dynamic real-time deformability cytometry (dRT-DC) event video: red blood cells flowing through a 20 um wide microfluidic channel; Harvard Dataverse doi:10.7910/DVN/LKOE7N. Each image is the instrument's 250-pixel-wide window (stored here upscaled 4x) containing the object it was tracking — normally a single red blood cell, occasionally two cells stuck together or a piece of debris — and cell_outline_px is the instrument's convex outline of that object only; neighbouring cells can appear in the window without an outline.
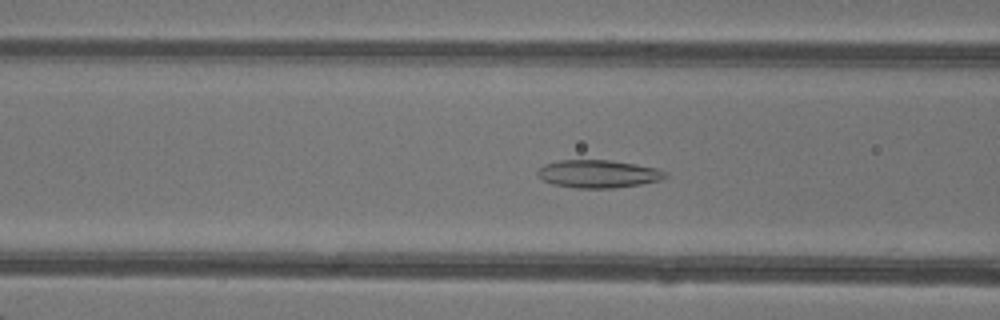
{"species": "common noctule bat (a hibernating species)", "species_latin": "Nyctalus noctula", "temperature_condition": "warm", "stored_images_in_passage": 47, "camera_frame_rate_fps": 3000, "um_per_image_px": 0.085, "animal": {"sex": "female"}, "frame": {"image": 1, "passage_image": 19, "time_ms": 6.0, "image_size_px": [1000, 320], "cell_outline_px": [[668, 176], [660, 180], [640, 184], [612, 188], [576, 188], [552, 184], [544, 180], [536, 172], [544, 164], [560, 160], [612, 160], [636, 164], [656, 168], [664, 172]], "centroid_in_image_um": [50.84, 14.77], "position_along_channel_um": 115.8, "area_um2": 20.58}}
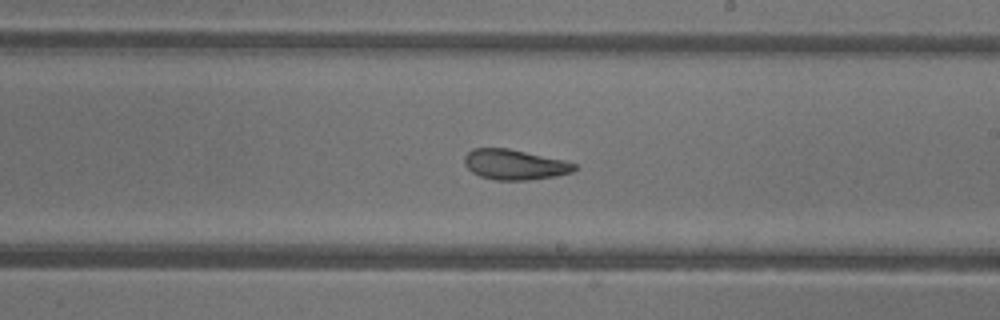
{"frame": {"image": 2, "passage_image": 28, "time_ms": 9.0, "image_size_px": [1000, 320], "cell_outline_px": [[576, 168], [572, 172], [556, 176], [528, 180], [496, 180], [480, 176], [472, 172], [464, 164], [464, 156], [472, 148], [508, 148], [564, 160], [576, 164]], "centroid_in_image_um": [43.73, 13.99], "position_along_channel_um": 245.3, "area_um2": 19.36}}
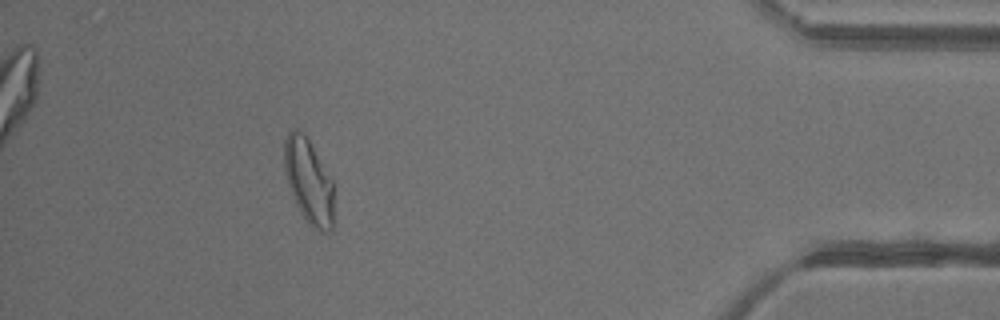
{"frame": {"image": 3, "passage_image": 43, "time_ms": 14.0, "image_size_px": [1000, 320], "cell_outline_px": [[332, 232], [320, 232], [312, 228], [308, 224], [296, 204], [288, 184], [284, 168], [284, 140], [288, 132], [292, 128], [296, 128], [308, 140], [332, 180]], "centroid_in_image_um": [26.21, 15.43], "position_along_channel_um": 409.0, "area_um2": 24.04}, "authors_computed_cell_mechanics": {"area_um2": 22.9466, "velocity_mm_per_s": 4.3125, "shape_relaxation_time_tau1_ms": null, "shape_relaxation_time_tau2_ms": 1.6264, "deformation_change_tau1": null, "deformation_change_tau2": 0.096}}